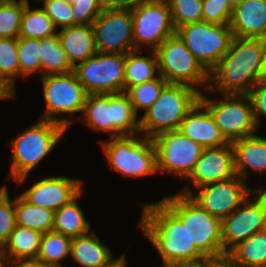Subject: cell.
<instances>
[{"instance_id":"obj_1","label":"cell","mask_w":266,"mask_h":267,"mask_svg":"<svg viewBox=\"0 0 266 267\" xmlns=\"http://www.w3.org/2000/svg\"><path fill=\"white\" fill-rule=\"evenodd\" d=\"M141 208L138 227L161 255L163 267L207 260L190 242L186 226L161 201Z\"/></svg>"},{"instance_id":"obj_2","label":"cell","mask_w":266,"mask_h":267,"mask_svg":"<svg viewBox=\"0 0 266 267\" xmlns=\"http://www.w3.org/2000/svg\"><path fill=\"white\" fill-rule=\"evenodd\" d=\"M263 79V49L260 38L233 36L228 52L209 73L205 92L248 94Z\"/></svg>"},{"instance_id":"obj_3","label":"cell","mask_w":266,"mask_h":267,"mask_svg":"<svg viewBox=\"0 0 266 267\" xmlns=\"http://www.w3.org/2000/svg\"><path fill=\"white\" fill-rule=\"evenodd\" d=\"M160 201L186 226L190 242L206 259L226 255L221 219L209 214L189 195L176 193Z\"/></svg>"},{"instance_id":"obj_4","label":"cell","mask_w":266,"mask_h":267,"mask_svg":"<svg viewBox=\"0 0 266 267\" xmlns=\"http://www.w3.org/2000/svg\"><path fill=\"white\" fill-rule=\"evenodd\" d=\"M83 116L88 127L109 132L110 138L140 134V120L125 92L88 94Z\"/></svg>"},{"instance_id":"obj_5","label":"cell","mask_w":266,"mask_h":267,"mask_svg":"<svg viewBox=\"0 0 266 267\" xmlns=\"http://www.w3.org/2000/svg\"><path fill=\"white\" fill-rule=\"evenodd\" d=\"M66 130L59 123L39 119L37 124L8 142L13 150L9 177L17 184L25 183L28 174L51 152Z\"/></svg>"},{"instance_id":"obj_6","label":"cell","mask_w":266,"mask_h":267,"mask_svg":"<svg viewBox=\"0 0 266 267\" xmlns=\"http://www.w3.org/2000/svg\"><path fill=\"white\" fill-rule=\"evenodd\" d=\"M200 92L186 84L168 83L140 120V133L153 138L178 130L181 121L199 101Z\"/></svg>"},{"instance_id":"obj_7","label":"cell","mask_w":266,"mask_h":267,"mask_svg":"<svg viewBox=\"0 0 266 267\" xmlns=\"http://www.w3.org/2000/svg\"><path fill=\"white\" fill-rule=\"evenodd\" d=\"M129 135L100 142L112 169L126 177L138 178L157 172L156 148L153 139Z\"/></svg>"},{"instance_id":"obj_8","label":"cell","mask_w":266,"mask_h":267,"mask_svg":"<svg viewBox=\"0 0 266 267\" xmlns=\"http://www.w3.org/2000/svg\"><path fill=\"white\" fill-rule=\"evenodd\" d=\"M158 74L167 83L186 84L200 92L197 87H209V72L187 49L183 40L174 34L167 38L156 50Z\"/></svg>"},{"instance_id":"obj_9","label":"cell","mask_w":266,"mask_h":267,"mask_svg":"<svg viewBox=\"0 0 266 267\" xmlns=\"http://www.w3.org/2000/svg\"><path fill=\"white\" fill-rule=\"evenodd\" d=\"M200 92L199 101L213 116L228 143L255 135L257 125L248 94H222L223 100L214 101Z\"/></svg>"},{"instance_id":"obj_10","label":"cell","mask_w":266,"mask_h":267,"mask_svg":"<svg viewBox=\"0 0 266 267\" xmlns=\"http://www.w3.org/2000/svg\"><path fill=\"white\" fill-rule=\"evenodd\" d=\"M176 34L209 73L228 52L233 38L229 25L203 21L180 26Z\"/></svg>"},{"instance_id":"obj_11","label":"cell","mask_w":266,"mask_h":267,"mask_svg":"<svg viewBox=\"0 0 266 267\" xmlns=\"http://www.w3.org/2000/svg\"><path fill=\"white\" fill-rule=\"evenodd\" d=\"M45 112L40 117L63 125L66 129L75 121L59 118L53 115L68 113L72 117L75 113L83 112L87 93L79 82L74 71L67 74H49L41 76Z\"/></svg>"},{"instance_id":"obj_12","label":"cell","mask_w":266,"mask_h":267,"mask_svg":"<svg viewBox=\"0 0 266 267\" xmlns=\"http://www.w3.org/2000/svg\"><path fill=\"white\" fill-rule=\"evenodd\" d=\"M87 94L125 92V54L97 52L74 67Z\"/></svg>"},{"instance_id":"obj_13","label":"cell","mask_w":266,"mask_h":267,"mask_svg":"<svg viewBox=\"0 0 266 267\" xmlns=\"http://www.w3.org/2000/svg\"><path fill=\"white\" fill-rule=\"evenodd\" d=\"M131 13L134 50L143 49L140 47L144 44L148 45L149 50H156L176 33L166 0H143L131 10Z\"/></svg>"},{"instance_id":"obj_14","label":"cell","mask_w":266,"mask_h":267,"mask_svg":"<svg viewBox=\"0 0 266 267\" xmlns=\"http://www.w3.org/2000/svg\"><path fill=\"white\" fill-rule=\"evenodd\" d=\"M156 148L157 172L187 179L204 147L180 131H165L152 138Z\"/></svg>"},{"instance_id":"obj_15","label":"cell","mask_w":266,"mask_h":267,"mask_svg":"<svg viewBox=\"0 0 266 267\" xmlns=\"http://www.w3.org/2000/svg\"><path fill=\"white\" fill-rule=\"evenodd\" d=\"M230 215L221 220L223 251L227 254L239 242L263 231L266 218V190L254 189ZM243 206V207H242Z\"/></svg>"},{"instance_id":"obj_16","label":"cell","mask_w":266,"mask_h":267,"mask_svg":"<svg viewBox=\"0 0 266 267\" xmlns=\"http://www.w3.org/2000/svg\"><path fill=\"white\" fill-rule=\"evenodd\" d=\"M245 182L236 175L233 178L197 188L198 194H193L187 186L178 193L189 195L205 211L222 220L236 210L254 191L247 187Z\"/></svg>"},{"instance_id":"obj_17","label":"cell","mask_w":266,"mask_h":267,"mask_svg":"<svg viewBox=\"0 0 266 267\" xmlns=\"http://www.w3.org/2000/svg\"><path fill=\"white\" fill-rule=\"evenodd\" d=\"M92 27L97 52L126 54L134 50L131 10L103 9Z\"/></svg>"},{"instance_id":"obj_18","label":"cell","mask_w":266,"mask_h":267,"mask_svg":"<svg viewBox=\"0 0 266 267\" xmlns=\"http://www.w3.org/2000/svg\"><path fill=\"white\" fill-rule=\"evenodd\" d=\"M236 176L234 151L231 143L221 147L204 148L189 180L193 188L227 180Z\"/></svg>"},{"instance_id":"obj_19","label":"cell","mask_w":266,"mask_h":267,"mask_svg":"<svg viewBox=\"0 0 266 267\" xmlns=\"http://www.w3.org/2000/svg\"><path fill=\"white\" fill-rule=\"evenodd\" d=\"M82 183L78 179L51 176L39 180L21 196L32 205L55 211L82 191Z\"/></svg>"},{"instance_id":"obj_20","label":"cell","mask_w":266,"mask_h":267,"mask_svg":"<svg viewBox=\"0 0 266 267\" xmlns=\"http://www.w3.org/2000/svg\"><path fill=\"white\" fill-rule=\"evenodd\" d=\"M184 136L201 144L204 148L221 147L225 140L209 110L198 101L187 113L178 129Z\"/></svg>"},{"instance_id":"obj_21","label":"cell","mask_w":266,"mask_h":267,"mask_svg":"<svg viewBox=\"0 0 266 267\" xmlns=\"http://www.w3.org/2000/svg\"><path fill=\"white\" fill-rule=\"evenodd\" d=\"M229 27L235 37H264L266 35V0H244L233 8Z\"/></svg>"},{"instance_id":"obj_22","label":"cell","mask_w":266,"mask_h":267,"mask_svg":"<svg viewBox=\"0 0 266 267\" xmlns=\"http://www.w3.org/2000/svg\"><path fill=\"white\" fill-rule=\"evenodd\" d=\"M234 151L236 175L243 180L248 167L254 172H266V138L255 135L231 143Z\"/></svg>"},{"instance_id":"obj_23","label":"cell","mask_w":266,"mask_h":267,"mask_svg":"<svg viewBox=\"0 0 266 267\" xmlns=\"http://www.w3.org/2000/svg\"><path fill=\"white\" fill-rule=\"evenodd\" d=\"M57 35L73 67L97 53L92 25L65 27Z\"/></svg>"},{"instance_id":"obj_24","label":"cell","mask_w":266,"mask_h":267,"mask_svg":"<svg viewBox=\"0 0 266 267\" xmlns=\"http://www.w3.org/2000/svg\"><path fill=\"white\" fill-rule=\"evenodd\" d=\"M42 235L38 230L16 225L0 253L8 262L35 261Z\"/></svg>"},{"instance_id":"obj_25","label":"cell","mask_w":266,"mask_h":267,"mask_svg":"<svg viewBox=\"0 0 266 267\" xmlns=\"http://www.w3.org/2000/svg\"><path fill=\"white\" fill-rule=\"evenodd\" d=\"M70 257L83 267H105L113 259L110 248L93 232L72 238Z\"/></svg>"},{"instance_id":"obj_26","label":"cell","mask_w":266,"mask_h":267,"mask_svg":"<svg viewBox=\"0 0 266 267\" xmlns=\"http://www.w3.org/2000/svg\"><path fill=\"white\" fill-rule=\"evenodd\" d=\"M83 190L69 203L55 210L53 231L70 238H76L89 233L90 223L85 219L81 207L77 204Z\"/></svg>"},{"instance_id":"obj_27","label":"cell","mask_w":266,"mask_h":267,"mask_svg":"<svg viewBox=\"0 0 266 267\" xmlns=\"http://www.w3.org/2000/svg\"><path fill=\"white\" fill-rule=\"evenodd\" d=\"M151 57L139 56L138 49L125 54V92L132 86L156 79L158 59L155 50H149Z\"/></svg>"},{"instance_id":"obj_28","label":"cell","mask_w":266,"mask_h":267,"mask_svg":"<svg viewBox=\"0 0 266 267\" xmlns=\"http://www.w3.org/2000/svg\"><path fill=\"white\" fill-rule=\"evenodd\" d=\"M54 215V210L32 205L21 195L15 199L16 225L45 233L53 230Z\"/></svg>"},{"instance_id":"obj_29","label":"cell","mask_w":266,"mask_h":267,"mask_svg":"<svg viewBox=\"0 0 266 267\" xmlns=\"http://www.w3.org/2000/svg\"><path fill=\"white\" fill-rule=\"evenodd\" d=\"M244 267H266V233H254L227 253Z\"/></svg>"},{"instance_id":"obj_30","label":"cell","mask_w":266,"mask_h":267,"mask_svg":"<svg viewBox=\"0 0 266 267\" xmlns=\"http://www.w3.org/2000/svg\"><path fill=\"white\" fill-rule=\"evenodd\" d=\"M41 75L67 74L74 71L58 35L40 39Z\"/></svg>"},{"instance_id":"obj_31","label":"cell","mask_w":266,"mask_h":267,"mask_svg":"<svg viewBox=\"0 0 266 267\" xmlns=\"http://www.w3.org/2000/svg\"><path fill=\"white\" fill-rule=\"evenodd\" d=\"M57 35L52 19L43 8L30 9L26 3L21 18L19 37L43 39Z\"/></svg>"},{"instance_id":"obj_32","label":"cell","mask_w":266,"mask_h":267,"mask_svg":"<svg viewBox=\"0 0 266 267\" xmlns=\"http://www.w3.org/2000/svg\"><path fill=\"white\" fill-rule=\"evenodd\" d=\"M71 242L72 238L53 230L43 233L34 262L41 265H60L62 259L70 256Z\"/></svg>"},{"instance_id":"obj_33","label":"cell","mask_w":266,"mask_h":267,"mask_svg":"<svg viewBox=\"0 0 266 267\" xmlns=\"http://www.w3.org/2000/svg\"><path fill=\"white\" fill-rule=\"evenodd\" d=\"M18 38H0V80L15 93L14 79L20 76Z\"/></svg>"},{"instance_id":"obj_34","label":"cell","mask_w":266,"mask_h":267,"mask_svg":"<svg viewBox=\"0 0 266 267\" xmlns=\"http://www.w3.org/2000/svg\"><path fill=\"white\" fill-rule=\"evenodd\" d=\"M27 2L0 0V38H18L21 18Z\"/></svg>"},{"instance_id":"obj_35","label":"cell","mask_w":266,"mask_h":267,"mask_svg":"<svg viewBox=\"0 0 266 267\" xmlns=\"http://www.w3.org/2000/svg\"><path fill=\"white\" fill-rule=\"evenodd\" d=\"M167 84V81L159 75L154 80L130 87L125 93L128 95L135 113L138 114L139 109H143L145 112L160 96L162 89Z\"/></svg>"},{"instance_id":"obj_36","label":"cell","mask_w":266,"mask_h":267,"mask_svg":"<svg viewBox=\"0 0 266 267\" xmlns=\"http://www.w3.org/2000/svg\"><path fill=\"white\" fill-rule=\"evenodd\" d=\"M17 50L20 77L26 78L36 71L41 72L40 39L18 37Z\"/></svg>"},{"instance_id":"obj_37","label":"cell","mask_w":266,"mask_h":267,"mask_svg":"<svg viewBox=\"0 0 266 267\" xmlns=\"http://www.w3.org/2000/svg\"><path fill=\"white\" fill-rule=\"evenodd\" d=\"M175 30L189 23L203 21V0H166Z\"/></svg>"},{"instance_id":"obj_38","label":"cell","mask_w":266,"mask_h":267,"mask_svg":"<svg viewBox=\"0 0 266 267\" xmlns=\"http://www.w3.org/2000/svg\"><path fill=\"white\" fill-rule=\"evenodd\" d=\"M73 25H92L103 8L99 0H75L71 4Z\"/></svg>"},{"instance_id":"obj_39","label":"cell","mask_w":266,"mask_h":267,"mask_svg":"<svg viewBox=\"0 0 266 267\" xmlns=\"http://www.w3.org/2000/svg\"><path fill=\"white\" fill-rule=\"evenodd\" d=\"M232 11L228 0H203V22L229 25Z\"/></svg>"},{"instance_id":"obj_40","label":"cell","mask_w":266,"mask_h":267,"mask_svg":"<svg viewBox=\"0 0 266 267\" xmlns=\"http://www.w3.org/2000/svg\"><path fill=\"white\" fill-rule=\"evenodd\" d=\"M43 9L52 19L56 28L73 26V15L71 11V3L66 0H42Z\"/></svg>"},{"instance_id":"obj_41","label":"cell","mask_w":266,"mask_h":267,"mask_svg":"<svg viewBox=\"0 0 266 267\" xmlns=\"http://www.w3.org/2000/svg\"><path fill=\"white\" fill-rule=\"evenodd\" d=\"M15 226V200L11 201L8 193L0 200V248L9 239Z\"/></svg>"},{"instance_id":"obj_42","label":"cell","mask_w":266,"mask_h":267,"mask_svg":"<svg viewBox=\"0 0 266 267\" xmlns=\"http://www.w3.org/2000/svg\"><path fill=\"white\" fill-rule=\"evenodd\" d=\"M248 96L252 102L255 121L260 126V116L266 117V79L258 81L249 91Z\"/></svg>"},{"instance_id":"obj_43","label":"cell","mask_w":266,"mask_h":267,"mask_svg":"<svg viewBox=\"0 0 266 267\" xmlns=\"http://www.w3.org/2000/svg\"><path fill=\"white\" fill-rule=\"evenodd\" d=\"M103 9L132 10L143 0H99Z\"/></svg>"},{"instance_id":"obj_44","label":"cell","mask_w":266,"mask_h":267,"mask_svg":"<svg viewBox=\"0 0 266 267\" xmlns=\"http://www.w3.org/2000/svg\"><path fill=\"white\" fill-rule=\"evenodd\" d=\"M207 267H244L236 263L228 254L207 259Z\"/></svg>"},{"instance_id":"obj_45","label":"cell","mask_w":266,"mask_h":267,"mask_svg":"<svg viewBox=\"0 0 266 267\" xmlns=\"http://www.w3.org/2000/svg\"><path fill=\"white\" fill-rule=\"evenodd\" d=\"M42 267L41 264L34 261H23V262H6V267Z\"/></svg>"},{"instance_id":"obj_46","label":"cell","mask_w":266,"mask_h":267,"mask_svg":"<svg viewBox=\"0 0 266 267\" xmlns=\"http://www.w3.org/2000/svg\"><path fill=\"white\" fill-rule=\"evenodd\" d=\"M14 92L0 80V100L14 97Z\"/></svg>"},{"instance_id":"obj_47","label":"cell","mask_w":266,"mask_h":267,"mask_svg":"<svg viewBox=\"0 0 266 267\" xmlns=\"http://www.w3.org/2000/svg\"><path fill=\"white\" fill-rule=\"evenodd\" d=\"M105 267H128L126 265V254H122L119 258H113Z\"/></svg>"},{"instance_id":"obj_48","label":"cell","mask_w":266,"mask_h":267,"mask_svg":"<svg viewBox=\"0 0 266 267\" xmlns=\"http://www.w3.org/2000/svg\"><path fill=\"white\" fill-rule=\"evenodd\" d=\"M260 39L263 49V79H266V35Z\"/></svg>"},{"instance_id":"obj_49","label":"cell","mask_w":266,"mask_h":267,"mask_svg":"<svg viewBox=\"0 0 266 267\" xmlns=\"http://www.w3.org/2000/svg\"><path fill=\"white\" fill-rule=\"evenodd\" d=\"M169 267H207V260L197 264H177Z\"/></svg>"},{"instance_id":"obj_50","label":"cell","mask_w":266,"mask_h":267,"mask_svg":"<svg viewBox=\"0 0 266 267\" xmlns=\"http://www.w3.org/2000/svg\"><path fill=\"white\" fill-rule=\"evenodd\" d=\"M243 1L244 0H228L232 8H235L236 6L240 5Z\"/></svg>"},{"instance_id":"obj_51","label":"cell","mask_w":266,"mask_h":267,"mask_svg":"<svg viewBox=\"0 0 266 267\" xmlns=\"http://www.w3.org/2000/svg\"><path fill=\"white\" fill-rule=\"evenodd\" d=\"M8 189L6 188V186H3L0 188V200L2 198H4L7 194H8Z\"/></svg>"},{"instance_id":"obj_52","label":"cell","mask_w":266,"mask_h":267,"mask_svg":"<svg viewBox=\"0 0 266 267\" xmlns=\"http://www.w3.org/2000/svg\"><path fill=\"white\" fill-rule=\"evenodd\" d=\"M7 260L0 253V267H6Z\"/></svg>"},{"instance_id":"obj_53","label":"cell","mask_w":266,"mask_h":267,"mask_svg":"<svg viewBox=\"0 0 266 267\" xmlns=\"http://www.w3.org/2000/svg\"><path fill=\"white\" fill-rule=\"evenodd\" d=\"M42 267H65L63 265H42Z\"/></svg>"},{"instance_id":"obj_54","label":"cell","mask_w":266,"mask_h":267,"mask_svg":"<svg viewBox=\"0 0 266 267\" xmlns=\"http://www.w3.org/2000/svg\"><path fill=\"white\" fill-rule=\"evenodd\" d=\"M263 231L266 233V218H265V223H264Z\"/></svg>"},{"instance_id":"obj_55","label":"cell","mask_w":266,"mask_h":267,"mask_svg":"<svg viewBox=\"0 0 266 267\" xmlns=\"http://www.w3.org/2000/svg\"><path fill=\"white\" fill-rule=\"evenodd\" d=\"M68 3H73L75 0H66Z\"/></svg>"}]
</instances>
